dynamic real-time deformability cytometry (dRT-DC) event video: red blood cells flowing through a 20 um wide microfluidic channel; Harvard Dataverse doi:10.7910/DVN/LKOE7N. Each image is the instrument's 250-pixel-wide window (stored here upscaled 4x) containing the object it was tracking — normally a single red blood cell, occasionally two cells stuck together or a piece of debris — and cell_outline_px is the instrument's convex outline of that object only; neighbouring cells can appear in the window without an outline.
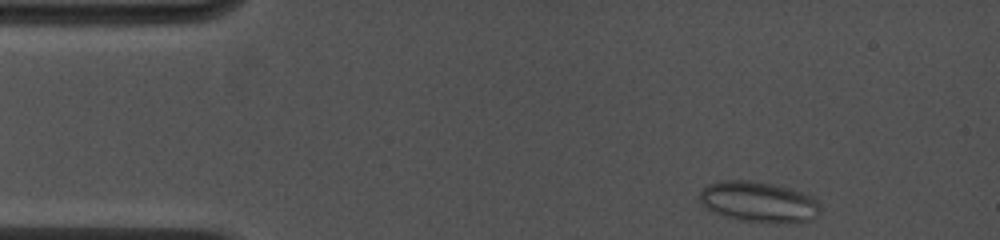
{"species": "common noctule bat (a hibernating species)", "species_latin": "Nyctalus noctula", "temperature_condition": "cold", "stored_images_in_passage": 6, "camera_frame_rate_fps": 4500, "um_per_image_px": 0.085, "animal": {"sex": "female", "body_mass_g": 19.0, "forearm_length_mm": 53.3}, "frame": {"image": 1, "passage_image": 1, "time_ms": 0.0, "image_size_px": [1000, 240], "cell_outline_px": [[820, 216], [812, 220], [740, 220], [724, 216], [712, 212], [700, 204], [700, 192], [708, 184], [720, 180], [748, 180], [772, 184], [788, 188], [812, 196], [820, 204]], "centroid_in_image_um": [64.44, 17.12], "position_along_channel_um": 20.6, "area_um2": 27.86}}
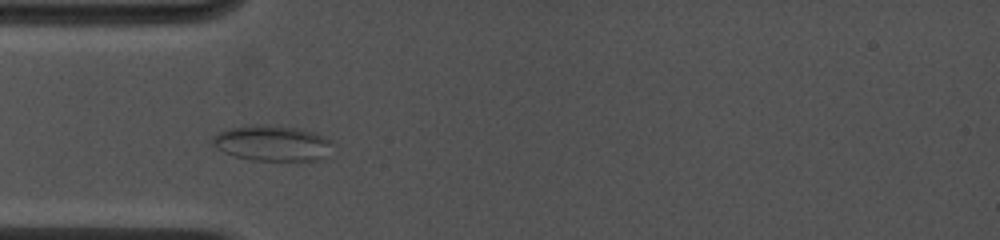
{"frame": {"image": 2, "passage_image": 5, "time_ms": 2.889, "image_size_px": [1000, 240], "cell_outline_px": [[332, 140], [324, 156], [320, 160], [252, 160], [236, 156], [224, 152], [216, 148], [212, 144], [212, 136], [216, 132], [228, 128], [300, 128], [316, 132]], "centroid_in_image_um": [23.13, 12.21], "position_along_channel_um": 61.9, "area_um2": 23.76}}
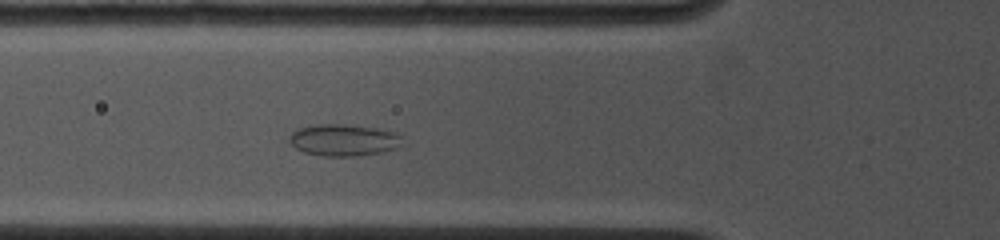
{"frame": {"image": 3, "passage_image": 6, "time_ms": 3.778, "image_size_px": [1000, 240], "cell_outline_px": [[400, 144], [396, 148], [380, 152], [356, 156], [324, 156], [304, 152], [296, 148], [288, 140], [288, 136], [296, 128], [316, 124], [348, 124], [380, 128], [396, 132], [400, 136]], "centroid_in_image_um": [29.17, 11.88], "position_along_channel_um": 96.6, "area_um2": 21.04}}